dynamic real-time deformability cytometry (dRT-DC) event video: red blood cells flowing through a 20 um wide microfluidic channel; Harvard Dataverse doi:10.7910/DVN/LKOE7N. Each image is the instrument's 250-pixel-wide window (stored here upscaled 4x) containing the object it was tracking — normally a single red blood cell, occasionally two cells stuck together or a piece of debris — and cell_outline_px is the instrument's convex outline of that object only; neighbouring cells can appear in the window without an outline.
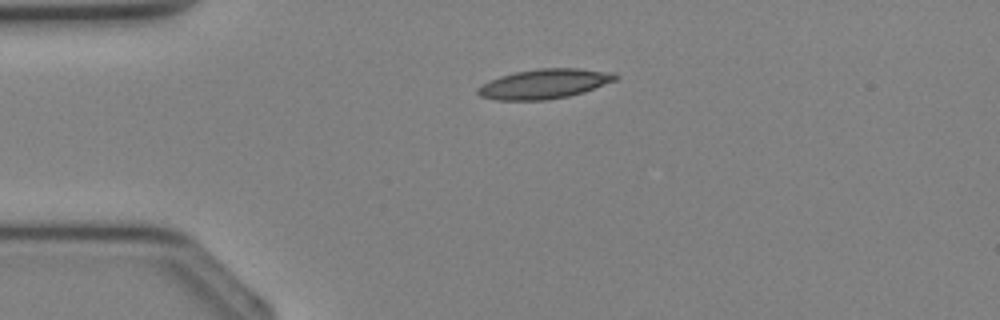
{"species": "Egyptian fruit bat (a non-hibernating species)", "species_latin": "Rousettus aegyptiacus", "temperature_condition": "cold", "stored_images_in_passage": 28, "camera_frame_rate_fps": 3000, "um_per_image_px": 0.085, "animal": {"sex": "female"}, "frame": {"image": 1, "passage_image": 1, "time_ms": 0.0, "image_size_px": [1000, 320], "cell_outline_px": [[620, 76], [616, 80], [584, 92], [568, 96], [548, 100], [496, 100], [480, 96], [476, 92], [476, 88], [500, 76], [516, 72], [540, 68], [576, 68], [612, 72]], "centroid_in_image_um": [46.29, 7.13], "position_along_channel_um": 38.7, "area_um2": 23.7}}
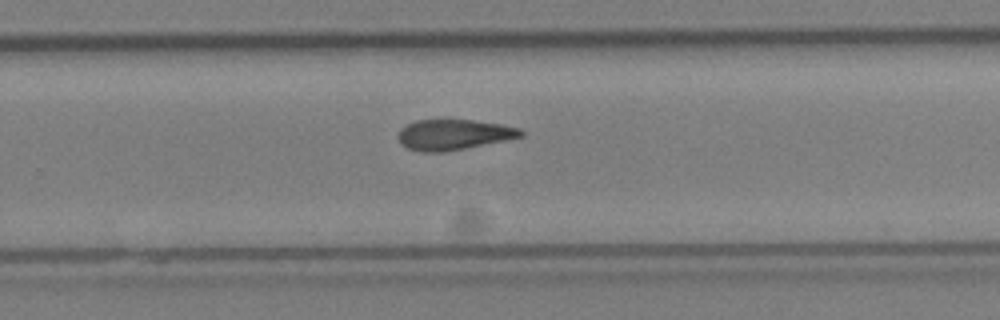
{"frame": {"image": 2, "passage_image": 16, "time_ms": 5.0, "image_size_px": [1000, 320], "cell_outline_px": [[524, 136], [444, 152], [420, 152], [408, 148], [400, 144], [396, 136], [400, 128], [416, 120], [472, 120], [500, 124], [520, 128], [524, 132]], "centroid_in_image_um": [38.51, 11.44], "position_along_channel_um": 291.3, "area_um2": 21.73}}
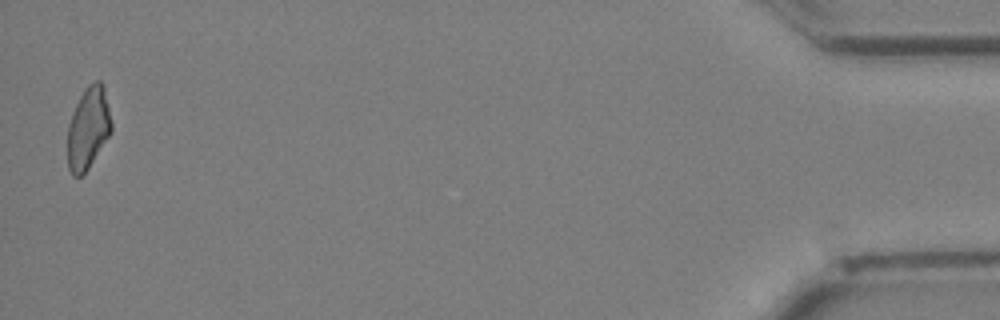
{"frame": {"image": 3, "passage_image": 28, "time_ms": 9.0, "image_size_px": [1000, 320], "cell_outline_px": [[112, 132], [88, 168], [80, 176], [72, 176], [68, 168], [68, 124], [72, 112], [84, 88], [88, 84], [96, 80], [100, 80], [104, 84], [112, 124]], "centroid_in_image_um": [7.51, 10.85], "position_along_channel_um": 427.7, "area_um2": 21.1}}